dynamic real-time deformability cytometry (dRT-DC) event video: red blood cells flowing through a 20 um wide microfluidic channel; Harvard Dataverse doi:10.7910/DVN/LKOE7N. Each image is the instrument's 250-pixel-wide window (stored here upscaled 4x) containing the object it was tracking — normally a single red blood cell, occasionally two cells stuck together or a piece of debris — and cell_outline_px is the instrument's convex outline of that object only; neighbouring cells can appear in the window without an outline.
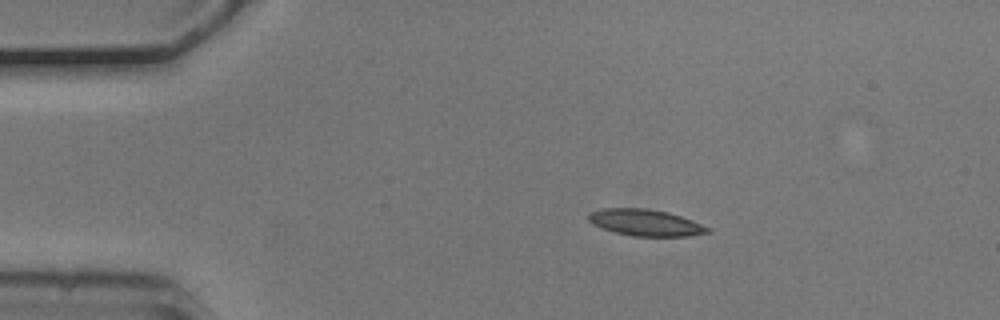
{"species": "common noctule bat (a hibernating species)", "species_latin": "Nyctalus noctula", "temperature_condition": "cold", "stored_images_in_passage": 13, "camera_frame_rate_fps": 3000, "um_per_image_px": 0.085, "animal": {"sex": "male", "body_mass_g": 20.5, "forearm_length_mm": 52.5}, "frame": {"image": 1, "passage_image": 1, "time_ms": 0.0, "image_size_px": [1000, 320], "cell_outline_px": [[712, 232], [688, 236], [632, 236], [600, 228], [592, 224], [588, 220], [588, 212], [600, 208], [648, 208], [668, 212], [692, 220], [712, 228]], "centroid_in_image_um": [54.86, 18.92], "position_along_channel_um": 30.1, "area_um2": 18.67}}
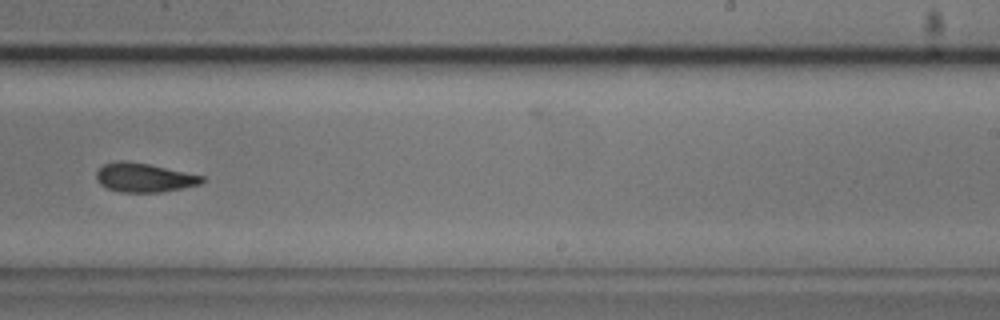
{"frame": {"image": 2, "passage_image": 8, "time_ms": 2.333, "image_size_px": [1000, 320], "cell_outline_px": [[204, 180], [200, 184], [160, 192], [120, 192], [108, 188], [100, 184], [96, 180], [96, 172], [104, 164], [120, 160], [124, 160], [148, 164], [204, 176]], "centroid_in_image_um": [12.21, 15.09], "position_along_channel_um": 276.8, "area_um2": 17.63}}
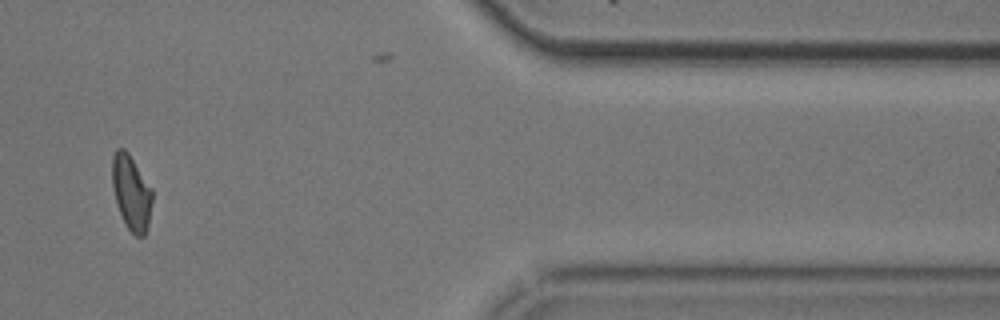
{"frame": {"image": 3, "passage_image": 11, "time_ms": 3.333, "image_size_px": [1000, 320], "cell_outline_px": [[152, 200], [148, 224], [144, 236], [136, 236], [128, 228], [120, 212], [116, 200], [112, 184], [112, 156], [116, 148], [124, 148], [128, 152], [152, 188]], "centroid_in_image_um": [11.16, 16.32], "position_along_channel_um": 400.2, "area_um2": 17.28}}